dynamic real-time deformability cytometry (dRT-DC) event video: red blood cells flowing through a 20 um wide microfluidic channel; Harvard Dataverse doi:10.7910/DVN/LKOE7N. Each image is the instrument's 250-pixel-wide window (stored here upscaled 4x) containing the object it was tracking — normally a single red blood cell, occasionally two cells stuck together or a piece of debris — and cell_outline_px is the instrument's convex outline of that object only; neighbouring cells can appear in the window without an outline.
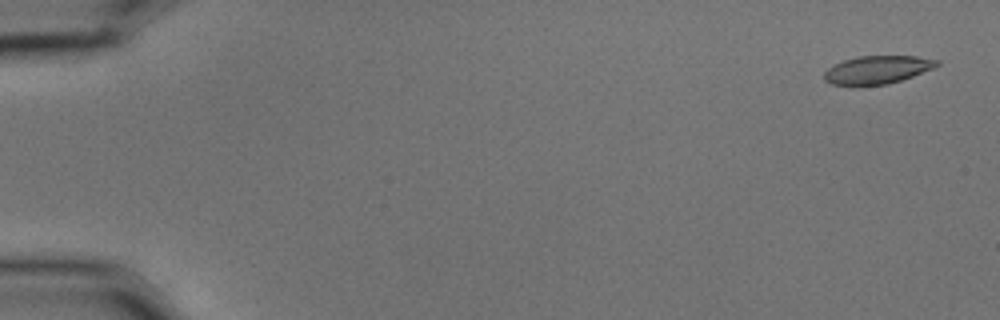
{"species": "common noctule bat (a hibernating species)", "species_latin": "Nyctalus noctula", "temperature_condition": "cold", "stored_images_in_passage": 5, "camera_frame_rate_fps": 3000, "um_per_image_px": 0.085, "animal": {"sex": "male", "body_mass_g": 15.6}, "frame": {"image": 1, "passage_image": 1, "time_ms": 0.0, "image_size_px": [1000, 320], "cell_outline_px": [[940, 64], [936, 68], [888, 84], [832, 84], [824, 80], [824, 72], [828, 68], [844, 60], [856, 56], [916, 56], [940, 60]], "centroid_in_image_um": [74.63, 5.9], "position_along_channel_um": 10.4, "area_um2": 18.21}}
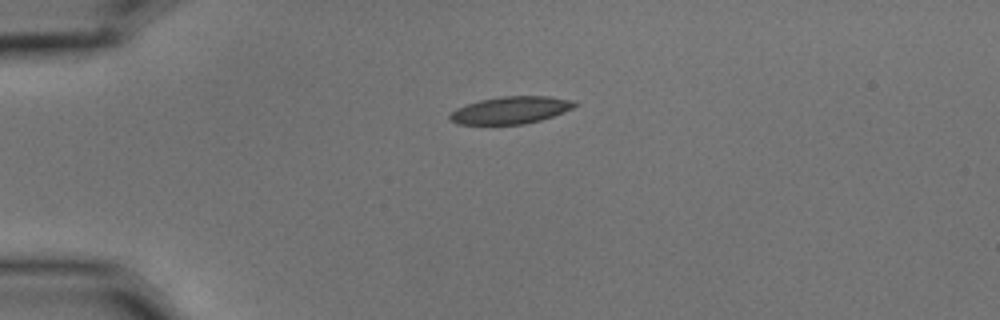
{"frame": {"image": 2, "passage_image": 4, "time_ms": 1.0, "image_size_px": [1000, 320], "cell_outline_px": [[580, 104], [564, 112], [540, 120], [524, 124], [460, 124], [448, 120], [448, 116], [456, 108], [480, 100], [500, 96], [548, 96], [576, 100]], "centroid_in_image_um": [43.44, 9.35], "position_along_channel_um": 41.6, "area_um2": 19.88}}